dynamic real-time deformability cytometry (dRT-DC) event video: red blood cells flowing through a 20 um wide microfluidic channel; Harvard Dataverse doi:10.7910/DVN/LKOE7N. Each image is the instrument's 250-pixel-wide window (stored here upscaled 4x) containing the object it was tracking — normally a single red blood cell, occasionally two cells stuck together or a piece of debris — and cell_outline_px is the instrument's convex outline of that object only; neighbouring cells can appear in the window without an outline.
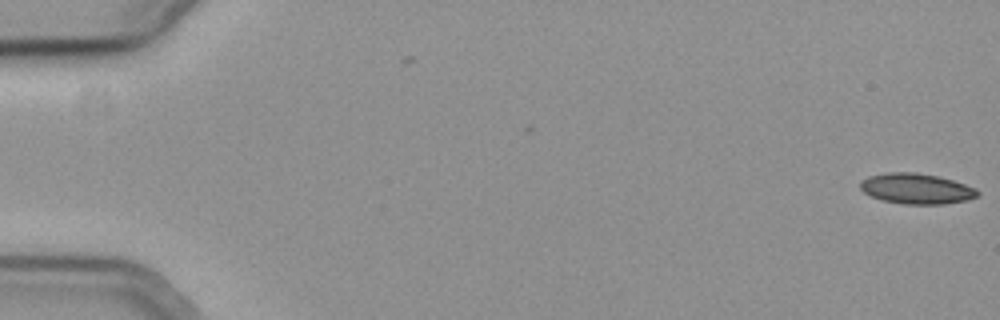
{"species": "common noctule bat (a hibernating species)", "species_latin": "Nyctalus noctula", "temperature_condition": "cold", "stored_images_in_passage": 57, "camera_frame_rate_fps": 3000, "um_per_image_px": 0.085, "animal": {"sex": "female", "body_mass_g": 19.3, "forearm_length_mm": 54.1}, "frame": {"image": 1, "passage_image": 1, "time_ms": 0.0, "image_size_px": [1000, 320], "cell_outline_px": [[980, 192], [976, 196], [964, 200], [944, 204], [904, 204], [884, 200], [872, 196], [864, 192], [860, 188], [860, 180], [868, 176], [888, 172], [916, 172], [936, 176], [952, 180], [976, 188]], "centroid_in_image_um": [77.86, 16.02], "position_along_channel_um": 7.1, "area_um2": 20.63}}
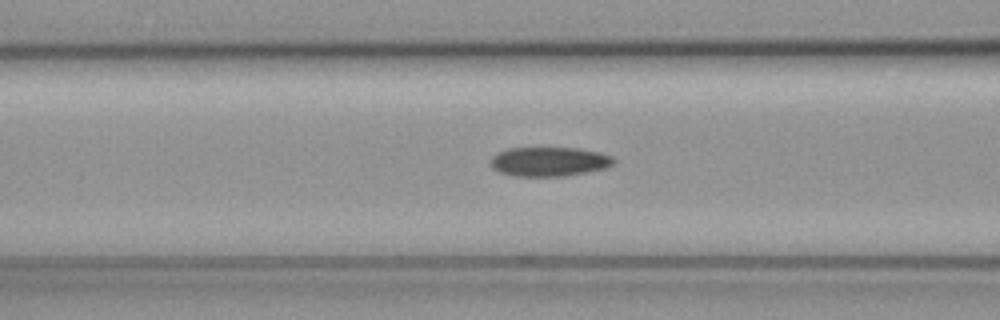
{"frame": {"image": 2, "passage_image": 24, "time_ms": 7.667, "image_size_px": [1000, 320], "cell_outline_px": [[616, 160], [612, 164], [604, 168], [584, 172], [560, 176], [512, 176], [500, 172], [492, 168], [492, 156], [496, 152], [508, 148], [580, 148], [600, 152], [612, 156]], "centroid_in_image_um": [46.66, 13.72], "position_along_channel_um": 119.9, "area_um2": 20.92}}
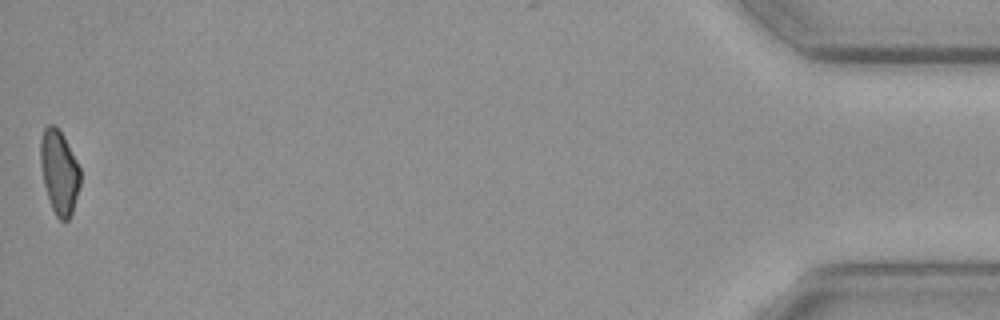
{"frame": {"image": 3, "passage_image": 57, "time_ms": 18.667, "image_size_px": [1000, 320], "cell_outline_px": [[80, 184], [72, 212], [68, 220], [64, 224], [56, 216], [52, 208], [44, 184], [40, 164], [40, 140], [44, 128], [48, 124], [52, 124], [64, 136], [80, 168]], "centroid_in_image_um": [5.03, 14.64], "position_along_channel_um": 430.2, "area_um2": 19.36}, "authors_computed_cell_mechanics": {"area_um2": 21.0392, "velocity_mm_per_s": 3.7163, "shape_relaxation_time_tau1_ms": null, "shape_relaxation_time_tau2_ms": 10.9768, "deformation_change_tau1": null, "deformation_change_tau2": 0.1706}}